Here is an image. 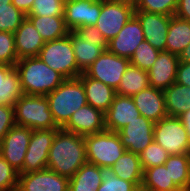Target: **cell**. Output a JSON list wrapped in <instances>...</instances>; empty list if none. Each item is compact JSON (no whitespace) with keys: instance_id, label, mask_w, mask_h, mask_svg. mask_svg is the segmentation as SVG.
Instances as JSON below:
<instances>
[{"instance_id":"ab89813d","label":"cell","mask_w":190,"mask_h":191,"mask_svg":"<svg viewBox=\"0 0 190 191\" xmlns=\"http://www.w3.org/2000/svg\"><path fill=\"white\" fill-rule=\"evenodd\" d=\"M18 178V171L0 155V191H16Z\"/></svg>"},{"instance_id":"8d00e7d4","label":"cell","mask_w":190,"mask_h":191,"mask_svg":"<svg viewBox=\"0 0 190 191\" xmlns=\"http://www.w3.org/2000/svg\"><path fill=\"white\" fill-rule=\"evenodd\" d=\"M159 53V50L144 40L137 46L135 53L130 58V64L148 71L156 61Z\"/></svg>"},{"instance_id":"ac0fdd59","label":"cell","mask_w":190,"mask_h":191,"mask_svg":"<svg viewBox=\"0 0 190 191\" xmlns=\"http://www.w3.org/2000/svg\"><path fill=\"white\" fill-rule=\"evenodd\" d=\"M140 115L132 97L116 94L110 108L104 113L105 129L117 132Z\"/></svg>"},{"instance_id":"8fae6325","label":"cell","mask_w":190,"mask_h":191,"mask_svg":"<svg viewBox=\"0 0 190 191\" xmlns=\"http://www.w3.org/2000/svg\"><path fill=\"white\" fill-rule=\"evenodd\" d=\"M32 129L14 125L0 144V155L18 172L22 169Z\"/></svg>"},{"instance_id":"74e56055","label":"cell","mask_w":190,"mask_h":191,"mask_svg":"<svg viewBox=\"0 0 190 191\" xmlns=\"http://www.w3.org/2000/svg\"><path fill=\"white\" fill-rule=\"evenodd\" d=\"M65 0H34L27 16L64 17Z\"/></svg>"},{"instance_id":"9a60e30c","label":"cell","mask_w":190,"mask_h":191,"mask_svg":"<svg viewBox=\"0 0 190 191\" xmlns=\"http://www.w3.org/2000/svg\"><path fill=\"white\" fill-rule=\"evenodd\" d=\"M144 40L141 22L134 15L124 25L122 30L108 42V50L120 57L130 59L135 53L137 46Z\"/></svg>"},{"instance_id":"f907efd6","label":"cell","mask_w":190,"mask_h":191,"mask_svg":"<svg viewBox=\"0 0 190 191\" xmlns=\"http://www.w3.org/2000/svg\"><path fill=\"white\" fill-rule=\"evenodd\" d=\"M116 1H125V2L132 3V4H135L137 2V0H116Z\"/></svg>"},{"instance_id":"7c38bea8","label":"cell","mask_w":190,"mask_h":191,"mask_svg":"<svg viewBox=\"0 0 190 191\" xmlns=\"http://www.w3.org/2000/svg\"><path fill=\"white\" fill-rule=\"evenodd\" d=\"M102 9V0H65L64 20L69 31L95 26Z\"/></svg>"},{"instance_id":"ffe728a7","label":"cell","mask_w":190,"mask_h":191,"mask_svg":"<svg viewBox=\"0 0 190 191\" xmlns=\"http://www.w3.org/2000/svg\"><path fill=\"white\" fill-rule=\"evenodd\" d=\"M132 99L140 114L153 123L167 116L163 90L149 86L133 95Z\"/></svg>"},{"instance_id":"ee69618b","label":"cell","mask_w":190,"mask_h":191,"mask_svg":"<svg viewBox=\"0 0 190 191\" xmlns=\"http://www.w3.org/2000/svg\"><path fill=\"white\" fill-rule=\"evenodd\" d=\"M175 16L190 21V0H178Z\"/></svg>"},{"instance_id":"9c48e42d","label":"cell","mask_w":190,"mask_h":191,"mask_svg":"<svg viewBox=\"0 0 190 191\" xmlns=\"http://www.w3.org/2000/svg\"><path fill=\"white\" fill-rule=\"evenodd\" d=\"M129 65L130 59L120 57L109 50H104L83 73L117 90Z\"/></svg>"},{"instance_id":"83f0119b","label":"cell","mask_w":190,"mask_h":191,"mask_svg":"<svg viewBox=\"0 0 190 191\" xmlns=\"http://www.w3.org/2000/svg\"><path fill=\"white\" fill-rule=\"evenodd\" d=\"M101 183L100 167L86 162L69 179V191H97Z\"/></svg>"},{"instance_id":"4fadbf2b","label":"cell","mask_w":190,"mask_h":191,"mask_svg":"<svg viewBox=\"0 0 190 191\" xmlns=\"http://www.w3.org/2000/svg\"><path fill=\"white\" fill-rule=\"evenodd\" d=\"M154 123L140 115L117 134L124 148L139 155L153 141Z\"/></svg>"},{"instance_id":"d6a6232c","label":"cell","mask_w":190,"mask_h":191,"mask_svg":"<svg viewBox=\"0 0 190 191\" xmlns=\"http://www.w3.org/2000/svg\"><path fill=\"white\" fill-rule=\"evenodd\" d=\"M102 183L97 191H138V187L133 182L118 178L112 167H100Z\"/></svg>"},{"instance_id":"1f68e13d","label":"cell","mask_w":190,"mask_h":191,"mask_svg":"<svg viewBox=\"0 0 190 191\" xmlns=\"http://www.w3.org/2000/svg\"><path fill=\"white\" fill-rule=\"evenodd\" d=\"M142 187L156 191H180L170 179L165 165L153 166L143 172Z\"/></svg>"},{"instance_id":"f6af8a7d","label":"cell","mask_w":190,"mask_h":191,"mask_svg":"<svg viewBox=\"0 0 190 191\" xmlns=\"http://www.w3.org/2000/svg\"><path fill=\"white\" fill-rule=\"evenodd\" d=\"M33 2L34 0H12V4L26 15L30 12Z\"/></svg>"},{"instance_id":"7bdbcfd3","label":"cell","mask_w":190,"mask_h":191,"mask_svg":"<svg viewBox=\"0 0 190 191\" xmlns=\"http://www.w3.org/2000/svg\"><path fill=\"white\" fill-rule=\"evenodd\" d=\"M176 83L190 87V63L179 62Z\"/></svg>"},{"instance_id":"5b68a950","label":"cell","mask_w":190,"mask_h":191,"mask_svg":"<svg viewBox=\"0 0 190 191\" xmlns=\"http://www.w3.org/2000/svg\"><path fill=\"white\" fill-rule=\"evenodd\" d=\"M84 142L87 162L98 167H112L126 151L117 132L106 129L84 136Z\"/></svg>"},{"instance_id":"4316f807","label":"cell","mask_w":190,"mask_h":191,"mask_svg":"<svg viewBox=\"0 0 190 191\" xmlns=\"http://www.w3.org/2000/svg\"><path fill=\"white\" fill-rule=\"evenodd\" d=\"M163 93L168 116L179 117L190 109V87L175 82Z\"/></svg>"},{"instance_id":"603a6c76","label":"cell","mask_w":190,"mask_h":191,"mask_svg":"<svg viewBox=\"0 0 190 191\" xmlns=\"http://www.w3.org/2000/svg\"><path fill=\"white\" fill-rule=\"evenodd\" d=\"M23 94L18 71L0 63V105L14 107Z\"/></svg>"},{"instance_id":"b9f144b4","label":"cell","mask_w":190,"mask_h":191,"mask_svg":"<svg viewBox=\"0 0 190 191\" xmlns=\"http://www.w3.org/2000/svg\"><path fill=\"white\" fill-rule=\"evenodd\" d=\"M85 40L97 41V45L103 50H108V41L96 26L79 27L75 30Z\"/></svg>"},{"instance_id":"f546056e","label":"cell","mask_w":190,"mask_h":191,"mask_svg":"<svg viewBox=\"0 0 190 191\" xmlns=\"http://www.w3.org/2000/svg\"><path fill=\"white\" fill-rule=\"evenodd\" d=\"M149 86L147 71L130 64L121 78L116 94L132 97Z\"/></svg>"},{"instance_id":"cb8c5ba5","label":"cell","mask_w":190,"mask_h":191,"mask_svg":"<svg viewBox=\"0 0 190 191\" xmlns=\"http://www.w3.org/2000/svg\"><path fill=\"white\" fill-rule=\"evenodd\" d=\"M190 43V21L181 19L175 15L171 16L165 51L177 56Z\"/></svg>"},{"instance_id":"f1b7e54d","label":"cell","mask_w":190,"mask_h":191,"mask_svg":"<svg viewBox=\"0 0 190 191\" xmlns=\"http://www.w3.org/2000/svg\"><path fill=\"white\" fill-rule=\"evenodd\" d=\"M45 42L64 38L69 29L64 17L27 16Z\"/></svg>"},{"instance_id":"484cf974","label":"cell","mask_w":190,"mask_h":191,"mask_svg":"<svg viewBox=\"0 0 190 191\" xmlns=\"http://www.w3.org/2000/svg\"><path fill=\"white\" fill-rule=\"evenodd\" d=\"M113 173L128 182H133L138 188L142 185L143 169L140 164L139 155L125 151L112 166Z\"/></svg>"},{"instance_id":"4dcf8cb0","label":"cell","mask_w":190,"mask_h":191,"mask_svg":"<svg viewBox=\"0 0 190 191\" xmlns=\"http://www.w3.org/2000/svg\"><path fill=\"white\" fill-rule=\"evenodd\" d=\"M164 165L180 190L190 188V154L169 155Z\"/></svg>"},{"instance_id":"7a4b0ae2","label":"cell","mask_w":190,"mask_h":191,"mask_svg":"<svg viewBox=\"0 0 190 191\" xmlns=\"http://www.w3.org/2000/svg\"><path fill=\"white\" fill-rule=\"evenodd\" d=\"M15 69L19 73L21 88L26 95L46 96L65 80L38 56L18 60Z\"/></svg>"},{"instance_id":"5bb4252c","label":"cell","mask_w":190,"mask_h":191,"mask_svg":"<svg viewBox=\"0 0 190 191\" xmlns=\"http://www.w3.org/2000/svg\"><path fill=\"white\" fill-rule=\"evenodd\" d=\"M16 191H69V178L49 169L19 174Z\"/></svg>"},{"instance_id":"d4e9b609","label":"cell","mask_w":190,"mask_h":191,"mask_svg":"<svg viewBox=\"0 0 190 191\" xmlns=\"http://www.w3.org/2000/svg\"><path fill=\"white\" fill-rule=\"evenodd\" d=\"M75 59L79 70L83 73L104 51L97 41L85 40L76 31H70Z\"/></svg>"},{"instance_id":"3957f363","label":"cell","mask_w":190,"mask_h":191,"mask_svg":"<svg viewBox=\"0 0 190 191\" xmlns=\"http://www.w3.org/2000/svg\"><path fill=\"white\" fill-rule=\"evenodd\" d=\"M46 97L53 119L59 128L68 123L76 110L88 104L83 83L78 77L65 79Z\"/></svg>"},{"instance_id":"e575fe53","label":"cell","mask_w":190,"mask_h":191,"mask_svg":"<svg viewBox=\"0 0 190 191\" xmlns=\"http://www.w3.org/2000/svg\"><path fill=\"white\" fill-rule=\"evenodd\" d=\"M178 0H137L135 11L173 16L176 12Z\"/></svg>"},{"instance_id":"d6986e66","label":"cell","mask_w":190,"mask_h":191,"mask_svg":"<svg viewBox=\"0 0 190 191\" xmlns=\"http://www.w3.org/2000/svg\"><path fill=\"white\" fill-rule=\"evenodd\" d=\"M179 62L177 55L168 51H160L156 61L147 71L150 86L164 90L175 83Z\"/></svg>"},{"instance_id":"277c9868","label":"cell","mask_w":190,"mask_h":191,"mask_svg":"<svg viewBox=\"0 0 190 191\" xmlns=\"http://www.w3.org/2000/svg\"><path fill=\"white\" fill-rule=\"evenodd\" d=\"M15 124L32 130L59 129L46 96L23 94L14 105Z\"/></svg>"},{"instance_id":"ba28073f","label":"cell","mask_w":190,"mask_h":191,"mask_svg":"<svg viewBox=\"0 0 190 191\" xmlns=\"http://www.w3.org/2000/svg\"><path fill=\"white\" fill-rule=\"evenodd\" d=\"M135 15V6L132 3L116 0H102V9L95 26L109 42Z\"/></svg>"},{"instance_id":"681fc988","label":"cell","mask_w":190,"mask_h":191,"mask_svg":"<svg viewBox=\"0 0 190 191\" xmlns=\"http://www.w3.org/2000/svg\"><path fill=\"white\" fill-rule=\"evenodd\" d=\"M138 191H156V190L147 189V188H145V187L140 186V187L138 188Z\"/></svg>"},{"instance_id":"6da1fadb","label":"cell","mask_w":190,"mask_h":191,"mask_svg":"<svg viewBox=\"0 0 190 191\" xmlns=\"http://www.w3.org/2000/svg\"><path fill=\"white\" fill-rule=\"evenodd\" d=\"M86 162L84 136L59 128L49 150L47 169L70 179Z\"/></svg>"},{"instance_id":"836d02e7","label":"cell","mask_w":190,"mask_h":191,"mask_svg":"<svg viewBox=\"0 0 190 191\" xmlns=\"http://www.w3.org/2000/svg\"><path fill=\"white\" fill-rule=\"evenodd\" d=\"M169 154L165 148L160 146L154 140L139 154L140 164L143 169L153 166L164 165Z\"/></svg>"},{"instance_id":"7dc6e473","label":"cell","mask_w":190,"mask_h":191,"mask_svg":"<svg viewBox=\"0 0 190 191\" xmlns=\"http://www.w3.org/2000/svg\"><path fill=\"white\" fill-rule=\"evenodd\" d=\"M180 62L190 63V43L178 56Z\"/></svg>"},{"instance_id":"e0dca14e","label":"cell","mask_w":190,"mask_h":191,"mask_svg":"<svg viewBox=\"0 0 190 191\" xmlns=\"http://www.w3.org/2000/svg\"><path fill=\"white\" fill-rule=\"evenodd\" d=\"M142 25L144 39L159 51H165L166 38L171 16L145 11H135Z\"/></svg>"},{"instance_id":"44dd1931","label":"cell","mask_w":190,"mask_h":191,"mask_svg":"<svg viewBox=\"0 0 190 191\" xmlns=\"http://www.w3.org/2000/svg\"><path fill=\"white\" fill-rule=\"evenodd\" d=\"M13 35L18 60L38 56L46 43L27 17Z\"/></svg>"},{"instance_id":"8992f818","label":"cell","mask_w":190,"mask_h":191,"mask_svg":"<svg viewBox=\"0 0 190 191\" xmlns=\"http://www.w3.org/2000/svg\"><path fill=\"white\" fill-rule=\"evenodd\" d=\"M38 57L65 79L77 78L82 74L75 59L70 31L64 38L47 41Z\"/></svg>"},{"instance_id":"52a82bcc","label":"cell","mask_w":190,"mask_h":191,"mask_svg":"<svg viewBox=\"0 0 190 191\" xmlns=\"http://www.w3.org/2000/svg\"><path fill=\"white\" fill-rule=\"evenodd\" d=\"M153 140L169 155L190 154V140L179 117L167 115L154 123Z\"/></svg>"},{"instance_id":"816d5d0a","label":"cell","mask_w":190,"mask_h":191,"mask_svg":"<svg viewBox=\"0 0 190 191\" xmlns=\"http://www.w3.org/2000/svg\"><path fill=\"white\" fill-rule=\"evenodd\" d=\"M180 191H190V188L189 189H182Z\"/></svg>"},{"instance_id":"7402d4cb","label":"cell","mask_w":190,"mask_h":191,"mask_svg":"<svg viewBox=\"0 0 190 191\" xmlns=\"http://www.w3.org/2000/svg\"><path fill=\"white\" fill-rule=\"evenodd\" d=\"M83 83L87 103L105 113L116 95V90L103 82L86 76L82 73L78 77Z\"/></svg>"},{"instance_id":"f35d334b","label":"cell","mask_w":190,"mask_h":191,"mask_svg":"<svg viewBox=\"0 0 190 191\" xmlns=\"http://www.w3.org/2000/svg\"><path fill=\"white\" fill-rule=\"evenodd\" d=\"M17 61L13 33L0 31V63L15 67Z\"/></svg>"},{"instance_id":"c3c4849f","label":"cell","mask_w":190,"mask_h":191,"mask_svg":"<svg viewBox=\"0 0 190 191\" xmlns=\"http://www.w3.org/2000/svg\"><path fill=\"white\" fill-rule=\"evenodd\" d=\"M12 3V0H0V7H8Z\"/></svg>"},{"instance_id":"30bf717a","label":"cell","mask_w":190,"mask_h":191,"mask_svg":"<svg viewBox=\"0 0 190 191\" xmlns=\"http://www.w3.org/2000/svg\"><path fill=\"white\" fill-rule=\"evenodd\" d=\"M58 129L32 130L24 164L18 174L47 169L49 150Z\"/></svg>"},{"instance_id":"bcb514c9","label":"cell","mask_w":190,"mask_h":191,"mask_svg":"<svg viewBox=\"0 0 190 191\" xmlns=\"http://www.w3.org/2000/svg\"><path fill=\"white\" fill-rule=\"evenodd\" d=\"M179 119L181 120L182 124L185 127V130L187 131L188 138L190 140V109L179 116Z\"/></svg>"},{"instance_id":"2e32d148","label":"cell","mask_w":190,"mask_h":191,"mask_svg":"<svg viewBox=\"0 0 190 191\" xmlns=\"http://www.w3.org/2000/svg\"><path fill=\"white\" fill-rule=\"evenodd\" d=\"M64 130L74 132L80 136L95 134L105 130L104 113L89 104L76 110Z\"/></svg>"},{"instance_id":"60d3db41","label":"cell","mask_w":190,"mask_h":191,"mask_svg":"<svg viewBox=\"0 0 190 191\" xmlns=\"http://www.w3.org/2000/svg\"><path fill=\"white\" fill-rule=\"evenodd\" d=\"M14 125V107L0 105V144L4 139V136Z\"/></svg>"},{"instance_id":"d590c367","label":"cell","mask_w":190,"mask_h":191,"mask_svg":"<svg viewBox=\"0 0 190 191\" xmlns=\"http://www.w3.org/2000/svg\"><path fill=\"white\" fill-rule=\"evenodd\" d=\"M27 15L12 3L0 7V31L14 33L26 19Z\"/></svg>"}]
</instances>
